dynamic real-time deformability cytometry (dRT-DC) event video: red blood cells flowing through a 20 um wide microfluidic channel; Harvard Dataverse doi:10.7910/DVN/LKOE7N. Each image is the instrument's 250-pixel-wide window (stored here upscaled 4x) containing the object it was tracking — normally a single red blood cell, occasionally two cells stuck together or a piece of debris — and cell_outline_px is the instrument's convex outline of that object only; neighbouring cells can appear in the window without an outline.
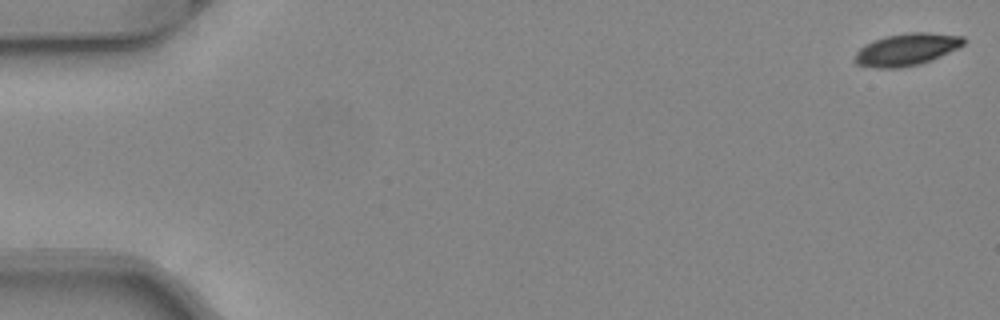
{"species": "common noctule bat (a hibernating species)", "species_latin": "Nyctalus noctula", "temperature_condition": "warm", "stored_images_in_passage": 11, "camera_frame_rate_fps": 3000, "um_per_image_px": 0.085, "animal": {"sex": "female", "body_mass_g": 24.6, "forearm_length_mm": 56.2}, "frame": {"image": 1, "passage_image": 1, "time_ms": 0.0, "image_size_px": [1000, 320], "cell_outline_px": [[964, 44], [932, 60], [920, 64], [900, 68], [876, 68], [856, 64], [852, 60], [856, 52], [864, 44], [888, 36], [908, 32], [928, 32], [964, 36]], "centroid_in_image_um": [77.03, 4.21], "position_along_channel_um": 8.0, "area_um2": 20.35}}